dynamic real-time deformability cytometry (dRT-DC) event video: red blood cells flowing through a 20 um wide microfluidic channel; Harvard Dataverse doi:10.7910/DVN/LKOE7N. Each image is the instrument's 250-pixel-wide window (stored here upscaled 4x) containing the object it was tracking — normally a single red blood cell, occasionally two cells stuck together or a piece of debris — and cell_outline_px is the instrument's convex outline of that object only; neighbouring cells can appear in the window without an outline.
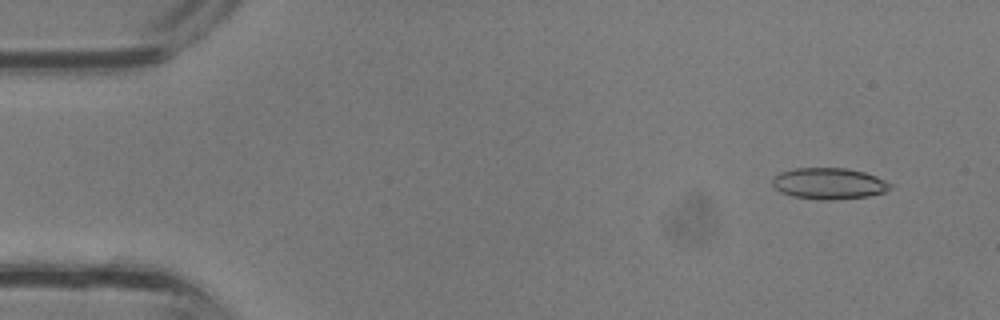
{"species": "common noctule bat (a hibernating species)", "species_latin": "Nyctalus noctula", "temperature_condition": "room temperature", "stored_images_in_passage": 33, "camera_frame_rate_fps": 3000, "um_per_image_px": 0.085, "animal": {"sex": "male", "body_mass_g": 13.3}, "frame": {"image": 1, "passage_image": 2, "time_ms": 0.333, "image_size_px": [1000, 320], "cell_outline_px": [[892, 188], [884, 192], [868, 196], [832, 200], [820, 200], [792, 196], [780, 192], [772, 184], [772, 180], [780, 172], [796, 168], [844, 168], [864, 172], [876, 176], [892, 184]], "centroid_in_image_um": [70.47, 15.6], "position_along_channel_um": 14.5, "area_um2": 21.44}}
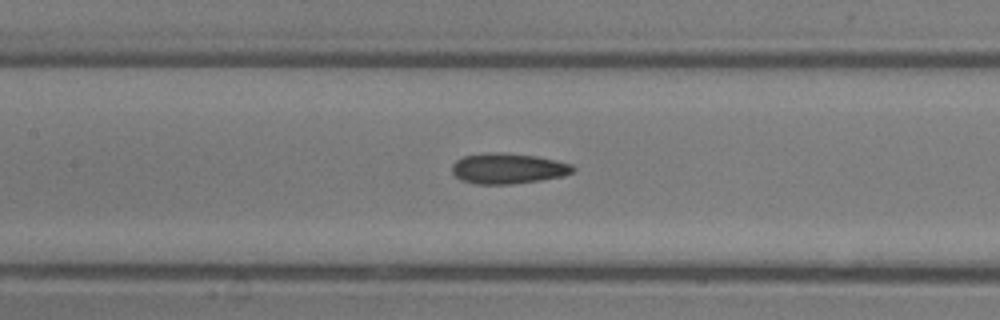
{"frame": {"image": 2, "passage_image": 15, "time_ms": 4.667, "image_size_px": [1000, 320], "cell_outline_px": [[576, 168], [572, 172], [564, 176], [540, 180], [512, 184], [476, 184], [460, 180], [452, 172], [452, 164], [456, 160], [464, 156], [488, 152], [504, 152], [536, 156], [556, 160], [572, 164]], "centroid_in_image_um": [43.18, 14.31], "position_along_channel_um": 164.2, "area_um2": 21.68}}
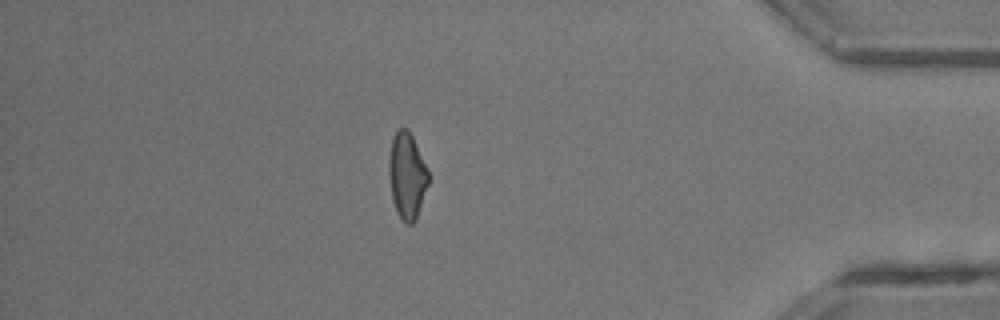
{"frame": {"image": 3, "passage_image": 29, "time_ms": 9.333, "image_size_px": [1000, 320], "cell_outline_px": [[428, 184], [416, 220], [412, 224], [404, 224], [396, 212], [392, 200], [388, 172], [388, 160], [392, 140], [396, 132], [400, 128], [408, 128], [412, 136], [428, 172]], "centroid_in_image_um": [34.57, 14.98], "position_along_channel_um": 400.6, "area_um2": 19.77}}